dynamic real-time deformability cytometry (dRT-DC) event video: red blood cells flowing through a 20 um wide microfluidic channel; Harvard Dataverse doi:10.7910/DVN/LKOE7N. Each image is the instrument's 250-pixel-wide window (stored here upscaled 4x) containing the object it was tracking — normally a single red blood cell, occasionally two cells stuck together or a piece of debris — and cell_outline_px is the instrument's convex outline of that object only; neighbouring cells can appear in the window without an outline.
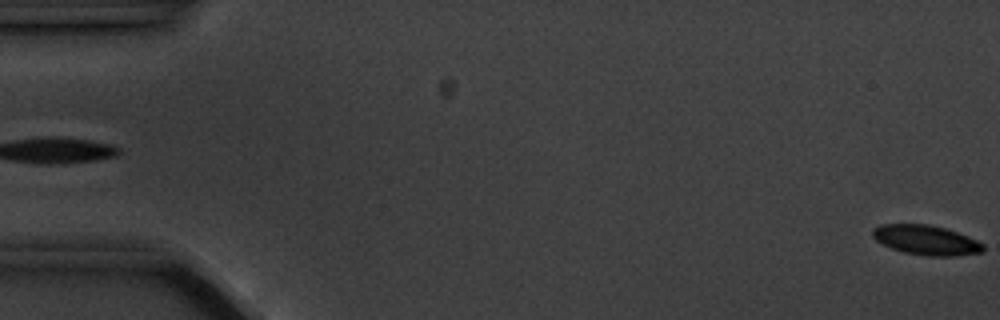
{"species": "common noctule bat (a hibernating species)", "species_latin": "Nyctalus noctula", "temperature_condition": "cold", "stored_images_in_passage": 4, "segment_of_instrument_passage": [2, 2], "camera_frame_rate_fps": 3000, "um_per_image_px": 0.085, "animal": {"sex": "male", "body_mass_g": 20.1, "forearm_length_mm": 53.5}, "frame": {"image": 1, "passage_image": 4, "time_ms": 3.333, "image_size_px": [1000, 320], "cell_outline_px": [[984, 252], [956, 256], [928, 256], [904, 252], [892, 248], [876, 240], [872, 236], [872, 228], [880, 224], [928, 224], [944, 228], [968, 236], [984, 244]], "centroid_in_image_um": [78.72, 20.4], "position_along_channel_um": 6.3, "area_um2": 19.13}}